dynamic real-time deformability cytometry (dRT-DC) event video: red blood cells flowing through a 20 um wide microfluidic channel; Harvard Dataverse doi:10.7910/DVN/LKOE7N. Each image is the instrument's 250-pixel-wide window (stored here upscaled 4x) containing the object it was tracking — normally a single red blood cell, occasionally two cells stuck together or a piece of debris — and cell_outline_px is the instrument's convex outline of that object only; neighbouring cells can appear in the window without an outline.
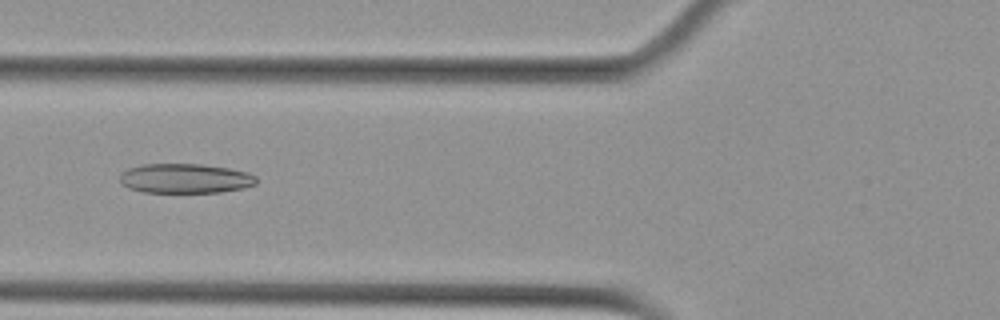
{"species": "Egyptian fruit bat (a non-hibernating species)", "species_latin": "Rousettus aegyptiacus", "temperature_condition": "cold", "stored_images_in_passage": 2, "camera_frame_rate_fps": 3000, "um_per_image_px": 0.085, "animal": {"sex": "female"}, "frame": {"image": 1, "passage_image": 2, "time_ms": 0.333, "image_size_px": [1000, 320], "cell_outline_px": [[256, 184], [244, 188], [220, 192], [144, 192], [128, 188], [120, 180], [120, 172], [128, 168], [140, 164], [200, 164], [228, 168], [248, 172], [256, 176]], "centroid_in_image_um": [15.73, 15.16], "position_along_channel_um": 110.1, "area_um2": 23.58}}